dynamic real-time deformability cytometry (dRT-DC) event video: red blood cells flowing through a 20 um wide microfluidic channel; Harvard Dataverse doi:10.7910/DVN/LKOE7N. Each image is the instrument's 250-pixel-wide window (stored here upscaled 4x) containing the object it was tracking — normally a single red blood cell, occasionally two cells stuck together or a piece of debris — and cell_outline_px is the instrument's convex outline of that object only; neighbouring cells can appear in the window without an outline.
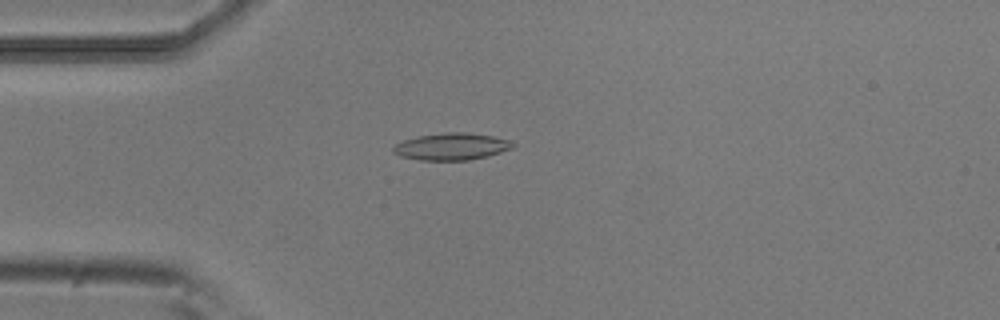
{"species": "common noctule bat (a hibernating species)", "species_latin": "Nyctalus noctula", "temperature_condition": "room temperature", "stored_images_in_passage": 53, "camera_frame_rate_fps": 3000, "um_per_image_px": 0.085, "animal": {"sex": "male", "body_mass_g": 20.5, "forearm_length_mm": 52.5}, "frame": {"image": 1, "passage_image": 14, "time_ms": 4.333, "image_size_px": [1000, 320], "cell_outline_px": [[516, 144], [512, 148], [500, 152], [468, 160], [420, 160], [400, 156], [392, 152], [392, 148], [396, 144], [404, 140], [420, 136], [444, 132], [468, 132], [492, 136], [512, 140]], "centroid_in_image_um": [38.39, 12.45], "position_along_channel_um": 46.6, "area_um2": 18.73}}
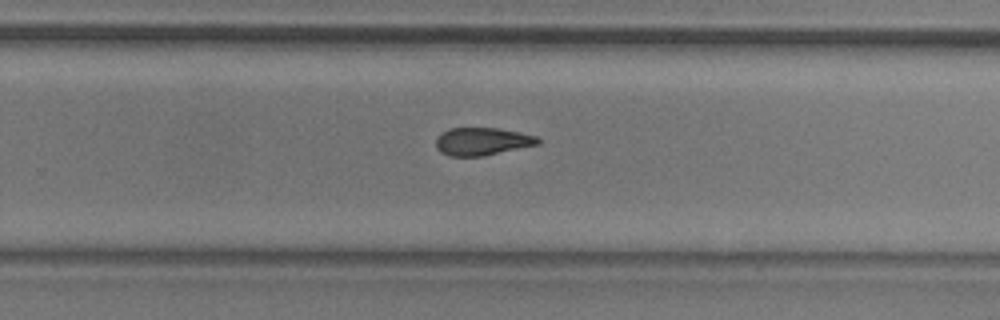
{"frame": {"image": 2, "passage_image": 34, "time_ms": 11.0, "image_size_px": [1000, 320], "cell_outline_px": [[540, 144], [484, 156], [448, 156], [440, 152], [436, 148], [436, 140], [440, 132], [448, 128], [496, 128], [520, 132], [536, 136], [540, 140]], "centroid_in_image_um": [40.96, 12.02], "position_along_channel_um": 288.8, "area_um2": 16.65}}
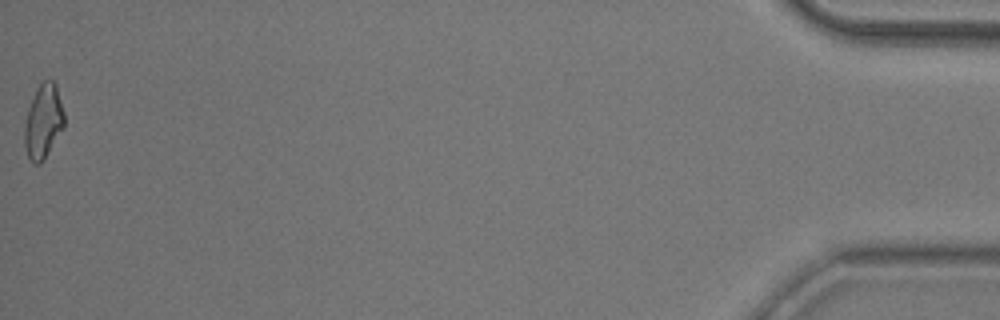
{"frame": {"image": 3, "passage_image": 53, "time_ms": 17.333, "image_size_px": [1000, 320], "cell_outline_px": [[64, 128], [44, 160], [40, 164], [32, 164], [28, 156], [24, 144], [24, 124], [28, 108], [40, 84], [44, 80], [52, 80], [56, 84], [64, 112]], "centroid_in_image_um": [3.69, 10.37], "position_along_channel_um": 431.5, "area_um2": 17.22}, "authors_computed_cell_mechanics": {"area_um2": 17.2244, "velocity_mm_per_s": 3.8377, "shape_relaxation_time_tau1_ms": 7.9792, "shape_relaxation_time_tau2_ms": 4.0402, "deformation_change_tau1": 0.204, "deformation_change_tau2": 0.1157}}